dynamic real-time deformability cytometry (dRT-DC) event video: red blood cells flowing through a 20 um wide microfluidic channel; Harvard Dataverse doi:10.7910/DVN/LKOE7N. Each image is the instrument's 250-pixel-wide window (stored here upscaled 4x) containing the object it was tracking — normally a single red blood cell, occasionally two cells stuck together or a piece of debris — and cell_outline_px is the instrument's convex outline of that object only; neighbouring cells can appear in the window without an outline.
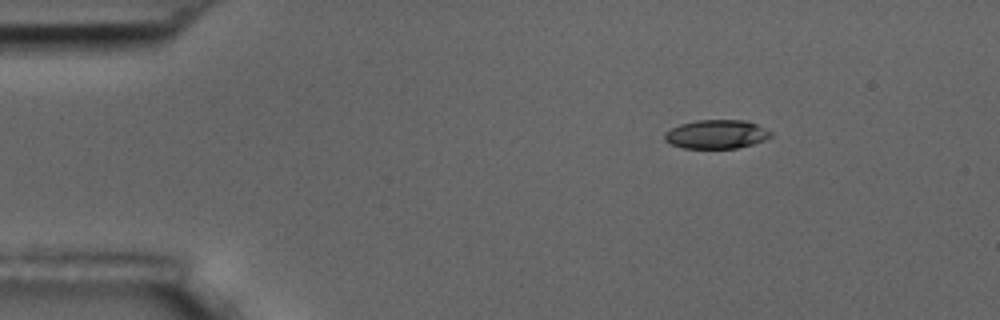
{"species": "common noctule bat (a hibernating species)", "species_latin": "Nyctalus noctula", "temperature_condition": "room temperature", "stored_images_in_passage": 4, "camera_frame_rate_fps": 3000, "um_per_image_px": 0.085, "animal": {"sex": "male", "body_mass_g": 17.5, "forearm_length_mm": 52.3}, "frame": {"image": 1, "passage_image": 1, "time_ms": 0.0, "image_size_px": [1000, 320], "cell_outline_px": [[772, 136], [764, 140], [752, 144], [736, 148], [684, 148], [672, 144], [664, 140], [664, 132], [680, 124], [696, 120], [744, 120], [756, 124], [772, 132]], "centroid_in_image_um": [60.88, 11.41], "position_along_channel_um": 24.1, "area_um2": 17.74}}
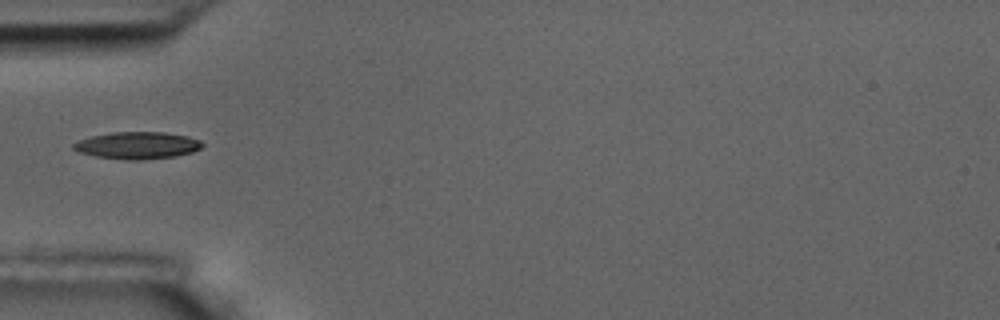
{"frame": {"image": 2, "passage_image": 4, "time_ms": 3.333, "image_size_px": [1000, 320], "cell_outline_px": [[204, 144], [200, 148], [192, 152], [176, 156], [140, 160], [128, 160], [96, 156], [80, 152], [72, 148], [72, 144], [80, 140], [92, 136], [112, 132], [164, 132], [188, 136], [200, 140]], "centroid_in_image_um": [11.7, 12.35], "position_along_channel_um": 73.3, "area_um2": 20.23}}